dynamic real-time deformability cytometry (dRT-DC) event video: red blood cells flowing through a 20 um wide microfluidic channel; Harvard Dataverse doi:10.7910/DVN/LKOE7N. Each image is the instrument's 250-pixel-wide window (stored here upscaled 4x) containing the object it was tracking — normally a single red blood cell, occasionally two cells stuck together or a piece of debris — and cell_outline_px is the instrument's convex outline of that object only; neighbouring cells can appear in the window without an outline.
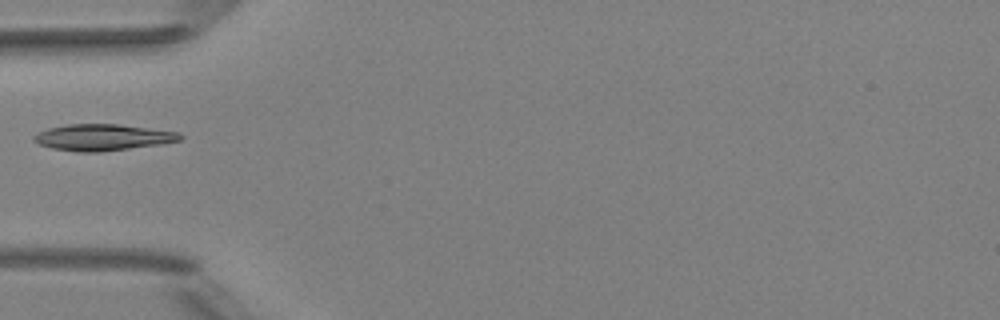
{"species": "Egyptian fruit bat (a non-hibernating species)", "species_latin": "Rousettus aegyptiacus", "temperature_condition": "room temperature", "stored_images_in_passage": 5, "camera_frame_rate_fps": 3000, "um_per_image_px": 0.085, "animal": {"sex": "female"}, "frame": {"image": 1, "passage_image": 5, "time_ms": 5.333, "image_size_px": [1000, 320], "cell_outline_px": [[184, 136], [180, 140], [160, 144], [100, 152], [76, 152], [52, 148], [40, 144], [32, 140], [32, 136], [48, 128], [68, 124], [120, 124], [180, 132]], "centroid_in_image_um": [8.74, 11.67], "position_along_channel_um": 76.3, "area_um2": 22.48}}